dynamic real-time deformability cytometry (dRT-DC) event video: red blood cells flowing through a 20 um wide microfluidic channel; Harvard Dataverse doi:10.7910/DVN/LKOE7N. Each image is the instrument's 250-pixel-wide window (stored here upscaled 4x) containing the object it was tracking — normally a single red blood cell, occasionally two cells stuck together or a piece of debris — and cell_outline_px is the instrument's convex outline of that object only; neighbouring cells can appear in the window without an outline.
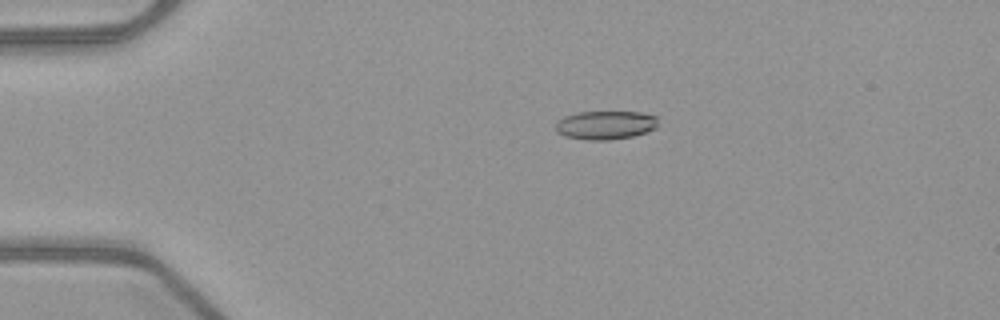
{"species": "common noctule bat (a hibernating species)", "species_latin": "Nyctalus noctula", "temperature_condition": "warm", "stored_images_in_passage": 46, "camera_frame_rate_fps": 3000, "um_per_image_px": 0.085, "animal": {"sex": "female", "body_mass_g": 21.9}, "frame": {"image": 1, "passage_image": 5, "time_ms": 1.333, "image_size_px": [1000, 320], "cell_outline_px": [[656, 128], [632, 136], [608, 140], [588, 140], [564, 136], [556, 132], [556, 124], [564, 116], [576, 112], [640, 112], [656, 116]], "centroid_in_image_um": [51.43, 10.63], "position_along_channel_um": 33.6, "area_um2": 16.94}}
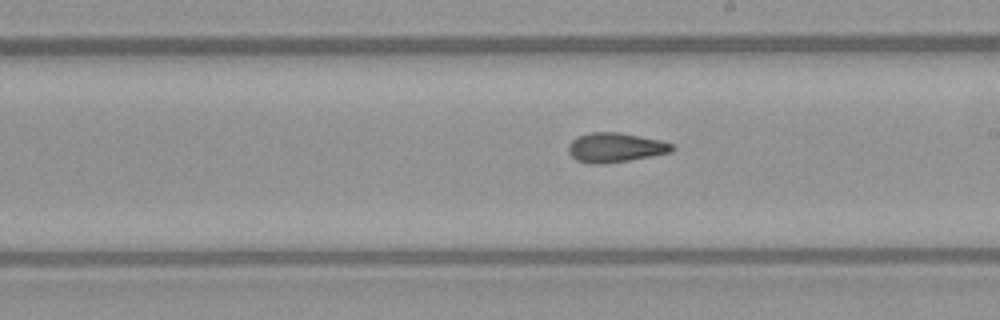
{"frame": {"image": 2, "passage_image": 24, "time_ms": 7.667, "image_size_px": [1000, 320], "cell_outline_px": [[676, 148], [672, 152], [652, 156], [604, 164], [592, 164], [576, 160], [568, 152], [568, 144], [576, 136], [592, 132], [620, 132], [660, 140], [672, 144]], "centroid_in_image_um": [52.29, 12.54], "position_along_channel_um": 236.7, "area_um2": 17.92}}
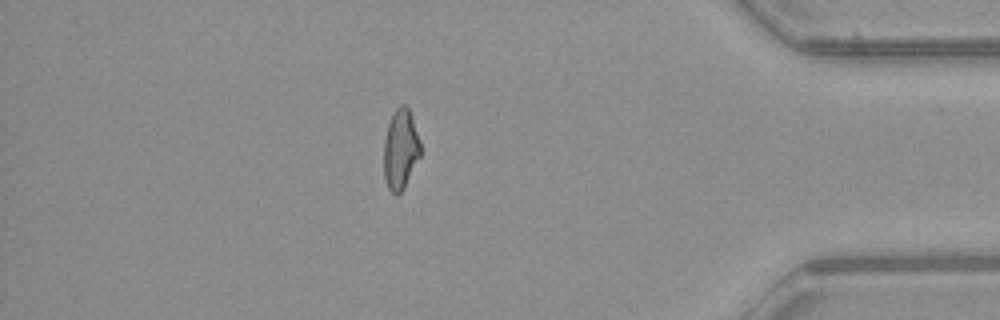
{"frame": {"image": 3, "passage_image": 39, "time_ms": 12.667, "image_size_px": [1000, 320], "cell_outline_px": [[420, 156], [404, 188], [396, 196], [388, 188], [384, 176], [384, 140], [388, 124], [396, 108], [400, 104], [404, 104], [408, 108], [420, 140]], "centroid_in_image_um": [34.04, 12.71], "position_along_channel_um": 401.2, "area_um2": 16.94}, "authors_computed_cell_mechanics": {"area_um2": 17.6001, "velocity_mm_per_s": 4.0306, "shape_relaxation_time_tau1_ms": null, "shape_relaxation_time_tau2_ms": 3.3213, "deformation_change_tau1": null, "deformation_change_tau2": 0.1201}}